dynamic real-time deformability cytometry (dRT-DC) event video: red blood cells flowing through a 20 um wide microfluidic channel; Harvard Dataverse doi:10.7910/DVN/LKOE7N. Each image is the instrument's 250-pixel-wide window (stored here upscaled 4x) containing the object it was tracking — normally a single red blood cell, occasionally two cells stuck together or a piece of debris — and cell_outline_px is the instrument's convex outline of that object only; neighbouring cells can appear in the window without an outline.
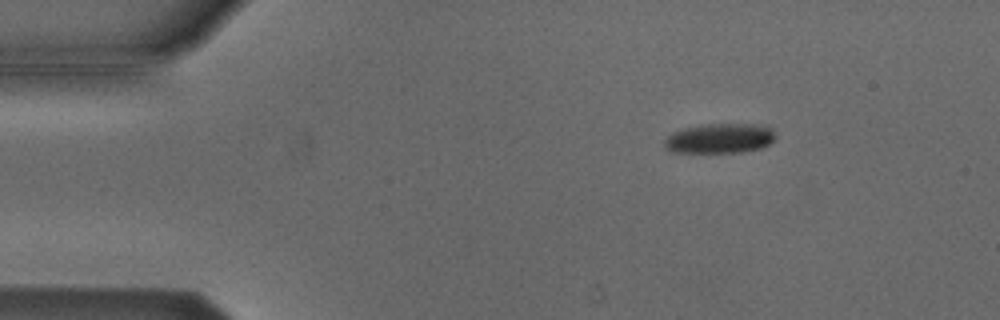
{"species": "Egyptian fruit bat (a non-hibernating species)", "species_latin": "Rousettus aegyptiacus", "temperature_condition": "cold", "stored_images_in_passage": 4, "camera_frame_rate_fps": 3000, "um_per_image_px": 0.085, "animal": {"sex": "male"}, "frame": {"image": 1, "passage_image": 2, "time_ms": 0.333, "image_size_px": [1000, 320], "cell_outline_px": [[776, 136], [768, 144], [760, 148], [740, 152], [672, 152], [664, 148], [664, 140], [672, 132], [704, 124], [756, 124], [772, 128]], "centroid_in_image_um": [61.17, 11.76], "position_along_channel_um": 23.8, "area_um2": 19.13}}